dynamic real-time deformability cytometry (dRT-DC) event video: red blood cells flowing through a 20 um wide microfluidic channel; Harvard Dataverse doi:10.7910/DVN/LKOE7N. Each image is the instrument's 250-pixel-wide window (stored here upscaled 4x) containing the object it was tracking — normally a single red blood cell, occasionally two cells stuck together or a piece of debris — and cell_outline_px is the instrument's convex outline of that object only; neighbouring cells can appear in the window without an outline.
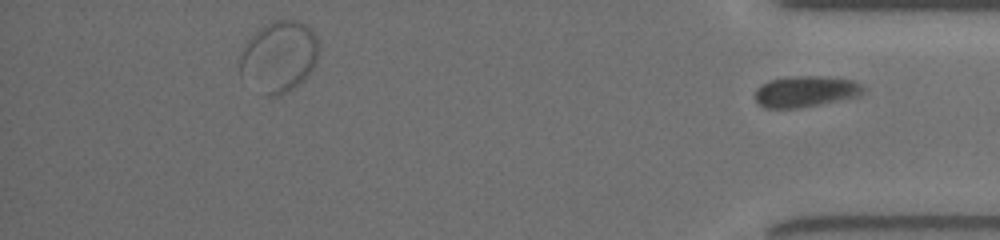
{"species": "common noctule bat (a hibernating species)", "species_latin": "Nyctalus noctula", "temperature_condition": "room temperature", "stored_images_in_passage": 35, "segment_of_instrument_passage": [2, 2], "camera_frame_rate_fps": 3000, "um_per_image_px": 0.085, "animal": {"sex": "female", "body_mass_g": 19.5, "forearm_length_mm": 54.1}, "frame": {"image": 1, "passage_image": 35, "time_ms": 11.333, "image_size_px": [1000, 240], "cell_outline_px": [[864, 92], [856, 96], [800, 108], [764, 108], [756, 100], [756, 92], [764, 84], [772, 80], [792, 76], [828, 76], [852, 80], [860, 84], [864, 88]], "centroid_in_image_um": [68.5, 7.77], "position_along_channel_um": 366.7, "area_um2": 19.19}}